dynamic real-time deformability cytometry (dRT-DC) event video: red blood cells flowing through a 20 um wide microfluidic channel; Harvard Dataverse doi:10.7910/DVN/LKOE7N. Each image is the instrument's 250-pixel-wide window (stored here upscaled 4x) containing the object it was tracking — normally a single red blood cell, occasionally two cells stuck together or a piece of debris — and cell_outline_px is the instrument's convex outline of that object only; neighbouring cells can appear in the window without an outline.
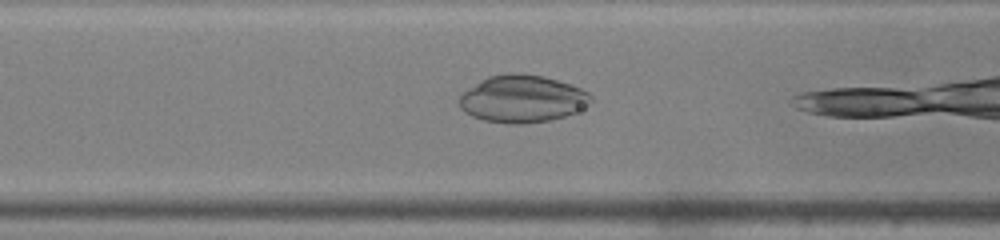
{"species": "common noctule bat (a hibernating species)", "species_latin": "Nyctalus noctula", "temperature_condition": "warm", "stored_images_in_passage": 10, "camera_frame_rate_fps": 3000, "um_per_image_px": 0.085, "animal": {"sex": "male", "body_mass_g": 19.0, "forearm_length_mm": 50.8}, "frame": {"image": 1, "passage_image": 5, "time_ms": 1.333, "image_size_px": [1000, 240], "cell_outline_px": [[592, 100], [576, 112], [564, 116], [548, 120], [524, 124], [508, 124], [484, 120], [472, 116], [464, 112], [460, 108], [460, 96], [468, 88], [480, 80], [488, 76], [508, 72], [520, 72], [544, 76], [580, 88], [588, 92], [592, 96]], "centroid_in_image_um": [44.36, 8.39], "position_along_channel_um": 122.2, "area_um2": 36.3}}